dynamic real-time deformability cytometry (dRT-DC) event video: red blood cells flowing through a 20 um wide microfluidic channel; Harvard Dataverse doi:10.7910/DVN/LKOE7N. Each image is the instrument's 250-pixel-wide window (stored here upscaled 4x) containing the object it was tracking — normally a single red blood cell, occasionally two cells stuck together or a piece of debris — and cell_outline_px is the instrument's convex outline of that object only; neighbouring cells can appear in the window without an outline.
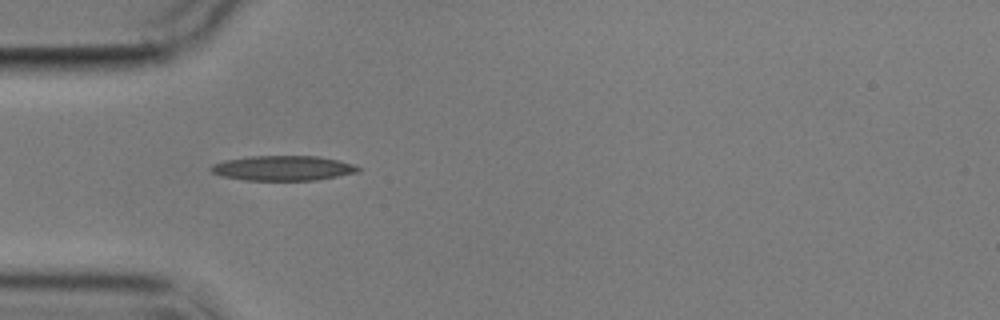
{"species": "common noctule bat (a hibernating species)", "species_latin": "Nyctalus noctula", "temperature_condition": "cold", "stored_images_in_passage": 8, "camera_frame_rate_fps": 3000, "um_per_image_px": 0.085, "animal": {"sex": "male", "body_mass_g": 17.9}, "frame": {"image": 1, "passage_image": 2, "time_ms": 1.0, "image_size_px": [1000, 320], "cell_outline_px": [[360, 172], [316, 180], [244, 180], [220, 176], [212, 172], [208, 168], [212, 164], [224, 160], [248, 156], [316, 156], [340, 160], [356, 164], [360, 168]], "centroid_in_image_um": [24.05, 14.29], "position_along_channel_um": 60.9, "area_um2": 21.62}}
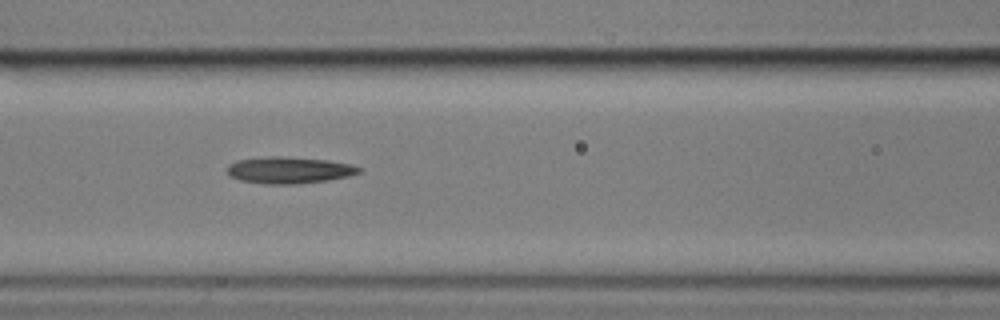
{"frame": {"image": 2, "passage_image": 4, "time_ms": 3.333, "image_size_px": [1000, 320], "cell_outline_px": [[360, 172], [348, 176], [328, 180], [296, 184], [264, 184], [240, 180], [228, 176], [228, 164], [236, 160], [272, 156], [280, 156], [328, 160], [352, 164], [360, 168]], "centroid_in_image_um": [24.55, 14.46], "position_along_channel_um": 142.1, "area_um2": 20.46}}
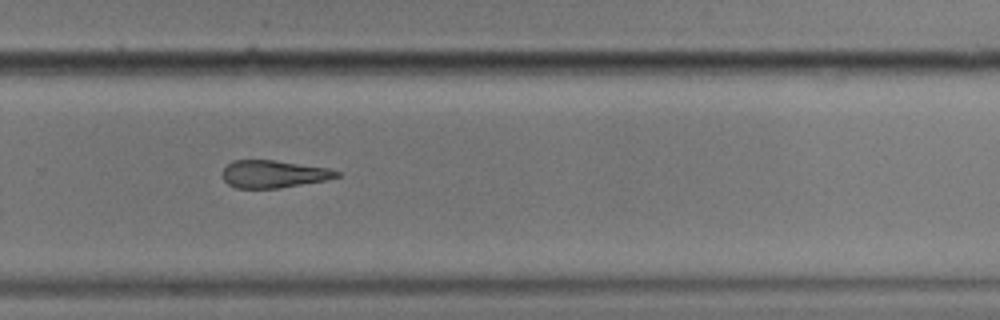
{"frame": {"image": 3, "passage_image": 8, "time_ms": 8.0, "image_size_px": [1000, 320], "cell_outline_px": [[340, 176], [328, 180], [276, 188], [236, 188], [228, 184], [224, 180], [220, 172], [232, 160], [272, 160], [328, 168], [340, 172]], "centroid_in_image_um": [23.23, 14.79], "position_along_channel_um": 306.6, "area_um2": 18.26}}